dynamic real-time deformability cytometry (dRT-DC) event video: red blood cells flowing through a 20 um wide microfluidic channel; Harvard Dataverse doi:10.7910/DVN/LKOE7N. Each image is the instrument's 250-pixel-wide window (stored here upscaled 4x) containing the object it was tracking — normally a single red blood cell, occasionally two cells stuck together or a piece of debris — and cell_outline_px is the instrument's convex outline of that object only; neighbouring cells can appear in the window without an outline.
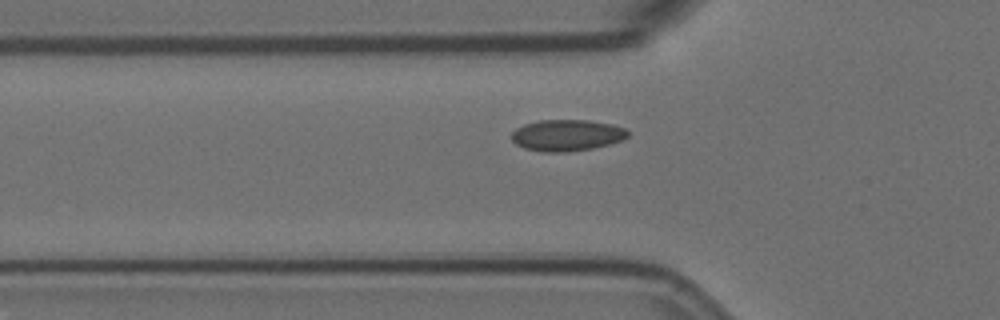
{"species": "Egyptian fruit bat (a non-hibernating species)", "species_latin": "Rousettus aegyptiacus", "temperature_condition": "room temperature", "stored_images_in_passage": 6, "camera_frame_rate_fps": 3000, "um_per_image_px": 0.085, "animal": {"sex": "female"}, "frame": {"image": 1, "passage_image": 4, "time_ms": 1.0, "image_size_px": [1000, 320], "cell_outline_px": [[628, 136], [620, 140], [608, 144], [592, 148], [568, 152], [544, 152], [524, 148], [516, 144], [512, 140], [512, 132], [516, 128], [524, 124], [536, 120], [588, 120], [612, 124], [624, 128], [628, 132]], "centroid_in_image_um": [48.15, 11.49], "position_along_channel_um": 77.7, "area_um2": 21.21}}